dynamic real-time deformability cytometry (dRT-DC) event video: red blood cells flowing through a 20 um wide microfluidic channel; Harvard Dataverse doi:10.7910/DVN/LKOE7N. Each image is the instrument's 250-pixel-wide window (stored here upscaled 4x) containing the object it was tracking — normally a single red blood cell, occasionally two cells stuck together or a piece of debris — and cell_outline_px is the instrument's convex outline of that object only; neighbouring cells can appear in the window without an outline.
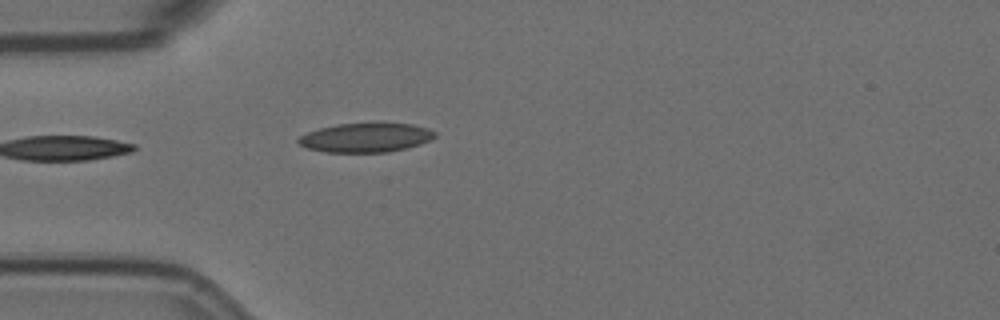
{"species": "Egyptian fruit bat (a non-hibernating species)", "species_latin": "Rousettus aegyptiacus", "temperature_condition": "room temperature", "stored_images_in_passage": 5, "camera_frame_rate_fps": 3000, "um_per_image_px": 0.085, "animal": {"sex": "female"}, "frame": {"image": 1, "passage_image": 5, "time_ms": 4.667, "image_size_px": [1000, 320], "cell_outline_px": [[436, 136], [420, 144], [408, 148], [388, 152], [328, 152], [308, 148], [300, 144], [296, 140], [300, 136], [308, 132], [320, 128], [336, 124], [376, 120], [412, 124], [428, 128], [436, 132]], "centroid_in_image_um": [31.14, 11.65], "position_along_channel_um": 53.9, "area_um2": 23.99}}